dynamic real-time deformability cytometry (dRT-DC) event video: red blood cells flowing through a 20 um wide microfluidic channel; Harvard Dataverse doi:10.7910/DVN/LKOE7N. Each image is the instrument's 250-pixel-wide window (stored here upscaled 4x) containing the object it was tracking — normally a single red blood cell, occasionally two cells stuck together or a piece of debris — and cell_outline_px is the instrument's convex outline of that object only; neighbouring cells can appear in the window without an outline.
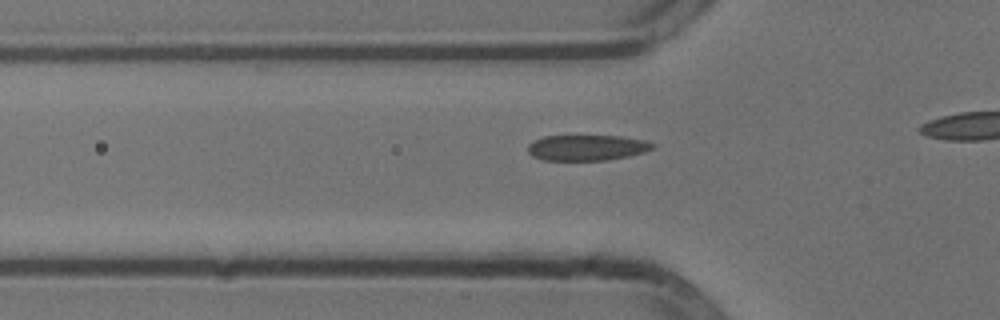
{"species": "common noctule bat (a hibernating species)", "species_latin": "Nyctalus noctula", "temperature_condition": "cold", "stored_images_in_passage": 16, "camera_frame_rate_fps": 3000, "um_per_image_px": 0.085, "animal": {"sex": "male", "body_mass_g": 13.3}, "frame": {"image": 1, "passage_image": 10, "time_ms": 3.0, "image_size_px": [1000, 320], "cell_outline_px": [[656, 144], [652, 148], [644, 152], [628, 156], [608, 160], [544, 160], [532, 156], [528, 152], [528, 144], [532, 140], [544, 136], [620, 136], [644, 140]], "centroid_in_image_um": [49.86, 12.55], "position_along_channel_um": 75.9, "area_um2": 18.67}}
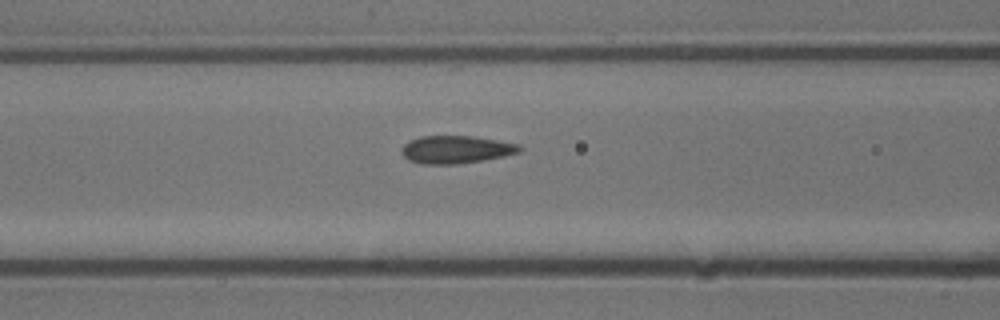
{"frame": {"image": 2, "passage_image": 14, "time_ms": 4.333, "image_size_px": [1000, 320], "cell_outline_px": [[524, 148], [520, 152], [504, 156], [484, 160], [456, 164], [420, 164], [408, 160], [400, 152], [400, 148], [404, 144], [420, 136], [472, 136], [520, 144]], "centroid_in_image_um": [38.76, 12.71], "position_along_channel_um": 127.8, "area_um2": 19.19}}